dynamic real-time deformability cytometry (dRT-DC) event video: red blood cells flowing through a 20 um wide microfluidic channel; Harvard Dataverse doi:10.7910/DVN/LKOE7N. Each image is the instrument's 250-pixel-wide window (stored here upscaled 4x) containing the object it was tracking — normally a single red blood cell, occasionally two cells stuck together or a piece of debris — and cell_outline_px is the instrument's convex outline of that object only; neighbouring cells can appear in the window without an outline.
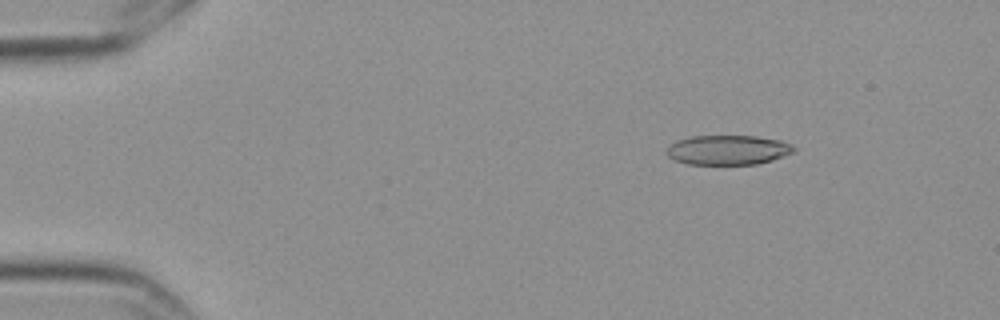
{"species": "Egyptian fruit bat (a non-hibernating species)", "species_latin": "Rousettus aegyptiacus", "temperature_condition": "cold", "stored_images_in_passage": 6, "camera_frame_rate_fps": 3000, "um_per_image_px": 0.085, "frame": {"image": 1, "passage_image": 2, "time_ms": 0.333, "image_size_px": [1000, 320], "cell_outline_px": [[796, 152], [772, 160], [756, 164], [688, 164], [676, 160], [668, 156], [668, 148], [676, 140], [692, 136], [756, 136], [780, 140], [792, 144], [796, 148]], "centroid_in_image_um": [61.94, 12.74], "position_along_channel_um": 23.1, "area_um2": 21.91}}
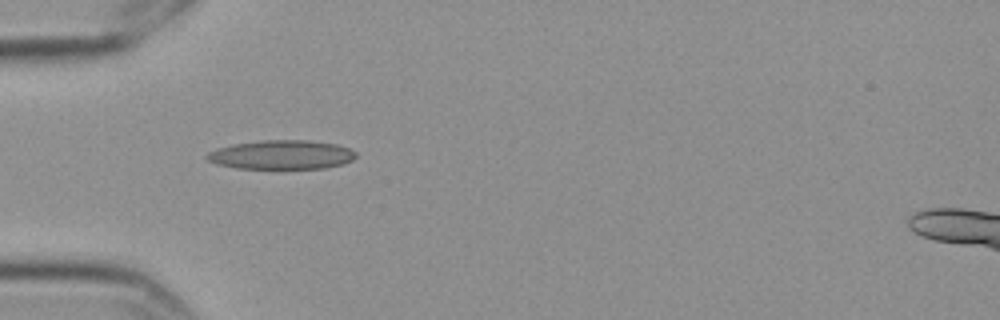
{"frame": {"image": 2, "passage_image": 5, "time_ms": 1.333, "image_size_px": [1000, 320], "cell_outline_px": [[356, 156], [352, 160], [344, 164], [324, 168], [236, 168], [216, 164], [208, 160], [204, 156], [208, 152], [216, 148], [232, 144], [264, 140], [308, 140], [336, 144], [348, 148], [356, 152]], "centroid_in_image_um": [23.91, 13.15], "position_along_channel_um": 61.1, "area_um2": 25.26}}
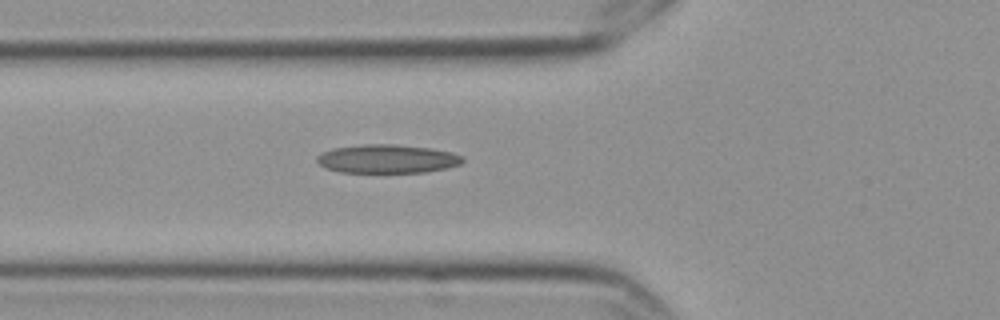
{"frame": {"image": 3, "passage_image": 6, "time_ms": 1.667, "image_size_px": [1000, 320], "cell_outline_px": [[464, 160], [460, 164], [448, 168], [424, 172], [340, 172], [324, 168], [316, 160], [316, 156], [320, 152], [332, 148], [364, 144], [392, 144], [428, 148], [452, 152], [464, 156]], "centroid_in_image_um": [32.89, 13.5], "position_along_channel_um": 92.9, "area_um2": 24.39}}